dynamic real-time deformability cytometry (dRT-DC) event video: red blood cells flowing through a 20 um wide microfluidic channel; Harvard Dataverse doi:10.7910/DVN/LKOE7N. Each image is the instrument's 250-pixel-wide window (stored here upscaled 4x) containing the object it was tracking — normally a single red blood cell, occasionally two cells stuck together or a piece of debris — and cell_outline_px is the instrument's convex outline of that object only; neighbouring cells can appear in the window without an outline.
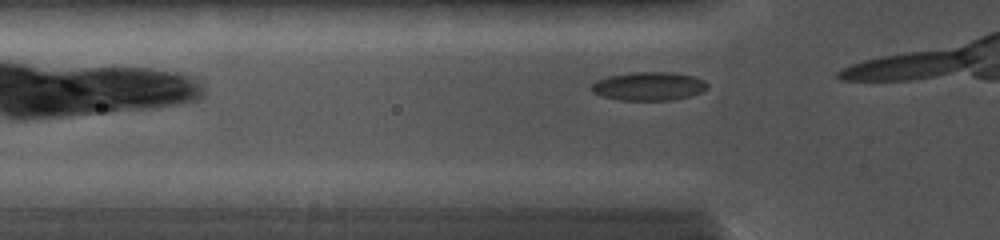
{"species": "common noctule bat (a hibernating species)", "species_latin": "Nyctalus noctula", "temperature_condition": "cold", "stored_images_in_passage": 4, "camera_frame_rate_fps": 5000, "um_per_image_px": 0.085, "animal": {"sex": "female", "body_mass_g": 19.0, "forearm_length_mm": 56.7}, "frame": {"image": 1, "passage_image": 2, "time_ms": 0.4, "image_size_px": [1000, 240], "cell_outline_px": [[708, 88], [700, 92], [688, 96], [672, 100], [620, 100], [600, 96], [592, 92], [592, 84], [596, 80], [608, 76], [628, 72], [672, 72], [692, 76], [704, 80], [708, 84]], "centroid_in_image_um": [55.11, 7.32], "position_along_channel_um": 70.7, "area_um2": 19.31}}